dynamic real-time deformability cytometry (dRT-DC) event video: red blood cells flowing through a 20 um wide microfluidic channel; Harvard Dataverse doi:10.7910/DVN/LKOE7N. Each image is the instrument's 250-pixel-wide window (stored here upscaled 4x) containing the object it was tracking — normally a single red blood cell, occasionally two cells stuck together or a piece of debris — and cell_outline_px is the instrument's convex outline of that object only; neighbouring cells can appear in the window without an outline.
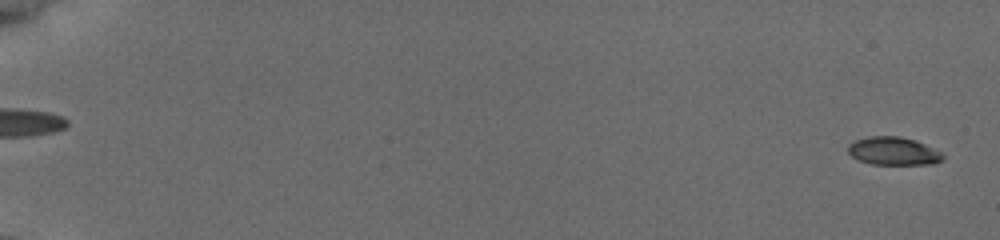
{"species": "common noctule bat (a hibernating species)", "species_latin": "Nyctalus noctula", "temperature_condition": "cold", "stored_images_in_passage": 18, "segment_of_instrument_passage": [1, 2], "camera_frame_rate_fps": 3000, "um_per_image_px": 0.085, "animal": {"sex": "female", "body_mass_g": 19.5, "forearm_length_mm": 54.1}, "frame": {"image": 1, "passage_image": 3, "time_ms": 0.667, "image_size_px": [1000, 240], "cell_outline_px": [[944, 160], [932, 164], [872, 164], [860, 160], [852, 156], [848, 152], [848, 144], [856, 140], [868, 136], [900, 136], [916, 140], [940, 152], [944, 156]], "centroid_in_image_um": [75.94, 12.83], "position_along_channel_um": 9.1, "area_um2": 15.43}}